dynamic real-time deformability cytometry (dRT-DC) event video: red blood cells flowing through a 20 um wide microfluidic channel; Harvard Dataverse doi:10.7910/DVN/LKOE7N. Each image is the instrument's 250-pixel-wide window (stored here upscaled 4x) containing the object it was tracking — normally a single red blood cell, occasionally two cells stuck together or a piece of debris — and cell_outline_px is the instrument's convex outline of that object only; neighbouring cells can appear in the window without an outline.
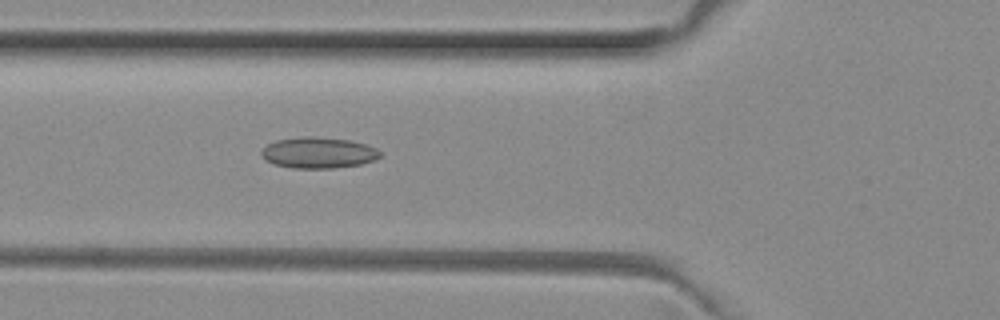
{"species": "common noctule bat (a hibernating species)", "species_latin": "Nyctalus noctula", "temperature_condition": "room temperature", "stored_images_in_passage": 51, "camera_frame_rate_fps": 3000, "um_per_image_px": 0.085, "animal": {"sex": "female", "body_mass_g": 29.2, "forearm_length_mm": 56.3}, "frame": {"image": 1, "passage_image": 18, "time_ms": 5.667, "image_size_px": [1000, 320], "cell_outline_px": [[380, 156], [372, 160], [360, 164], [332, 168], [292, 168], [272, 164], [264, 160], [260, 152], [268, 144], [276, 140], [304, 136], [312, 136], [348, 140], [364, 144], [376, 148], [380, 152]], "centroid_in_image_um": [27.0, 12.98], "position_along_channel_um": 98.8, "area_um2": 21.33}}
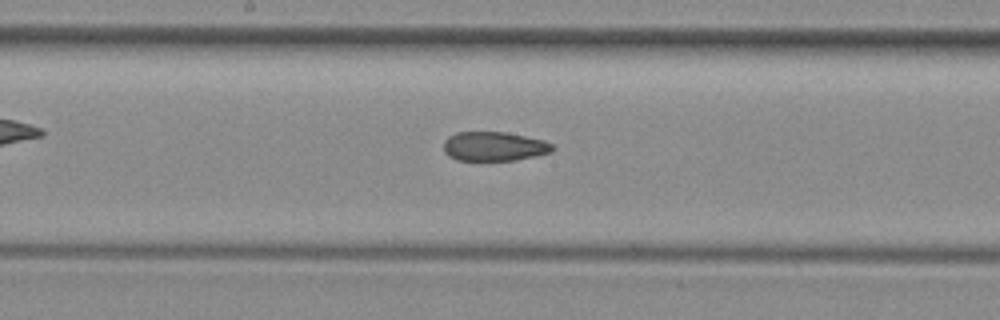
{"frame": {"image": 2, "passage_image": 26, "time_ms": 8.333, "image_size_px": [1000, 320], "cell_outline_px": [[556, 148], [552, 152], [536, 156], [516, 160], [456, 160], [448, 156], [444, 152], [444, 140], [448, 136], [456, 132], [504, 132], [544, 140], [552, 144]], "centroid_in_image_um": [42.0, 12.44], "position_along_channel_um": 206.2, "area_um2": 18.67}}
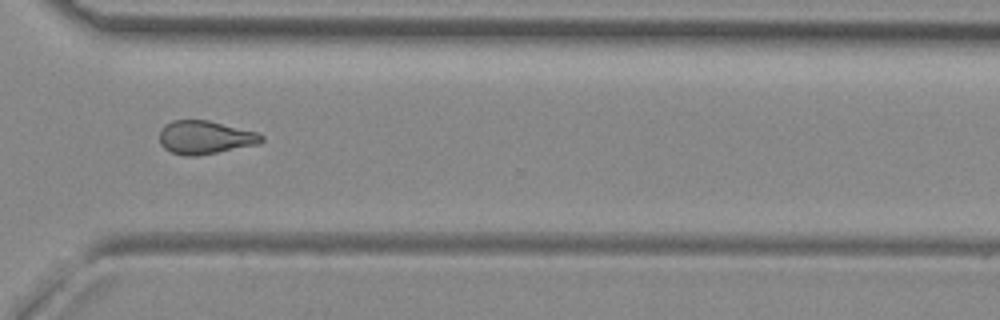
{"frame": {"image": 3, "passage_image": 37, "time_ms": 12.0, "image_size_px": [1000, 320], "cell_outline_px": [[264, 140], [260, 144], [196, 156], [184, 156], [172, 152], [164, 148], [160, 144], [160, 128], [172, 120], [208, 120], [256, 132], [264, 136]], "centroid_in_image_um": [17.43, 11.68], "position_along_channel_um": 353.2, "area_um2": 19.83}, "authors_computed_cell_mechanics": {"area_um2": 19.9988, "velocity_mm_per_s": 4.0184, "shape_relaxation_time_tau1_ms": null, "shape_relaxation_time_tau2_ms": 4.3062, "deformation_change_tau1": null, "deformation_change_tau2": 0.1227}}